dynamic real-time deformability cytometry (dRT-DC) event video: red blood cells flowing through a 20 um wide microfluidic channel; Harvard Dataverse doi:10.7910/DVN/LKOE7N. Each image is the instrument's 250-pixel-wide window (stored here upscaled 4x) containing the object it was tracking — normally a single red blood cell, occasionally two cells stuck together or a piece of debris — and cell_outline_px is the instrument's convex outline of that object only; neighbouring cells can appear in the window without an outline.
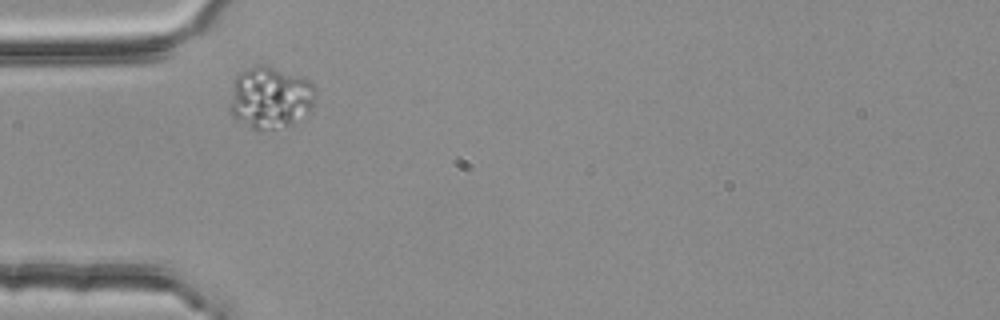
{"species": "common noctule bat (a hibernating species)", "species_latin": "Nyctalus noctula", "temperature_condition": "room temperature", "stored_images_in_passage": 2, "camera_frame_rate_fps": 3000, "um_per_image_px": 0.085, "animal": {"sex": "female", "body_mass_g": 25.1}, "frame": {"image": 1, "passage_image": 1, "time_ms": 0.0, "image_size_px": [1000, 320], "cell_outline_px": [[316, 96], [312, 108], [308, 112], [292, 124], [260, 132], [252, 128], [232, 116], [228, 112], [228, 104], [236, 76], [240, 72], [256, 64], [264, 64], [312, 80], [316, 88]], "centroid_in_image_um": [22.97, 8.29], "position_along_channel_um": 62.0, "area_um2": 31.5}}
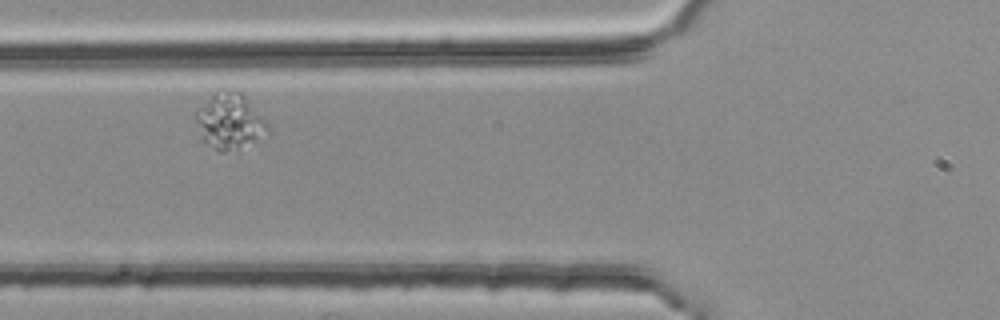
{"frame": {"image": 2, "passage_image": 2, "time_ms": 0.333, "image_size_px": [1000, 320], "cell_outline_px": [[272, 128], [268, 132], [252, 140], [224, 152], [220, 152], [200, 140], [196, 120], [196, 112], [212, 92], [220, 88], [224, 88], [240, 92], [244, 96]], "centroid_in_image_um": [19.46, 10.25], "position_along_channel_um": 106.3, "area_um2": 22.95}}